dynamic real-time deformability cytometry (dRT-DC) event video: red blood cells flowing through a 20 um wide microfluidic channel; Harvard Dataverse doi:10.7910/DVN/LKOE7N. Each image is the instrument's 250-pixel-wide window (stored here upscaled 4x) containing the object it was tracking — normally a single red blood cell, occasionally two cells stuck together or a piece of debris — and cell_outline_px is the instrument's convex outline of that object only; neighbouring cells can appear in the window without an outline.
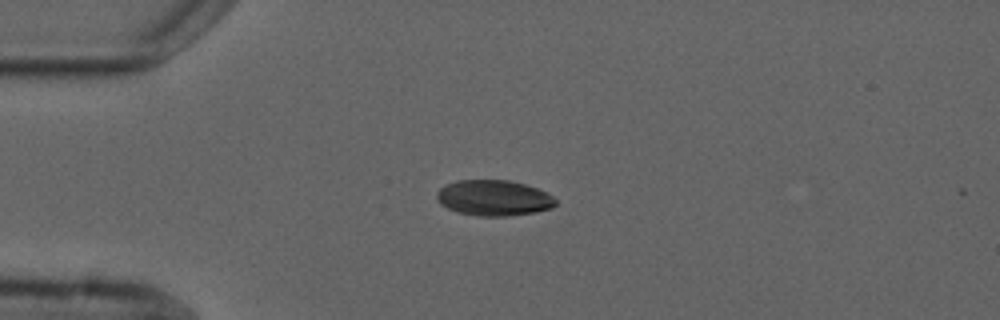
{"species": "common noctule bat (a hibernating species)", "species_latin": "Nyctalus noctula", "temperature_condition": "cold", "stored_images_in_passage": 3, "camera_frame_rate_fps": 3000, "um_per_image_px": 0.085, "animal": {"sex": "male", "forearm_length_mm": 52.5}, "frame": {"image": 1, "passage_image": 3, "time_ms": 3.0, "image_size_px": [1000, 320], "cell_outline_px": [[556, 204], [552, 208], [536, 212], [508, 216], [480, 216], [456, 212], [440, 204], [436, 200], [436, 192], [444, 184], [456, 180], [508, 180], [524, 184], [536, 188], [552, 196], [556, 200]], "centroid_in_image_um": [41.92, 16.82], "position_along_channel_um": 43.1, "area_um2": 24.85}}